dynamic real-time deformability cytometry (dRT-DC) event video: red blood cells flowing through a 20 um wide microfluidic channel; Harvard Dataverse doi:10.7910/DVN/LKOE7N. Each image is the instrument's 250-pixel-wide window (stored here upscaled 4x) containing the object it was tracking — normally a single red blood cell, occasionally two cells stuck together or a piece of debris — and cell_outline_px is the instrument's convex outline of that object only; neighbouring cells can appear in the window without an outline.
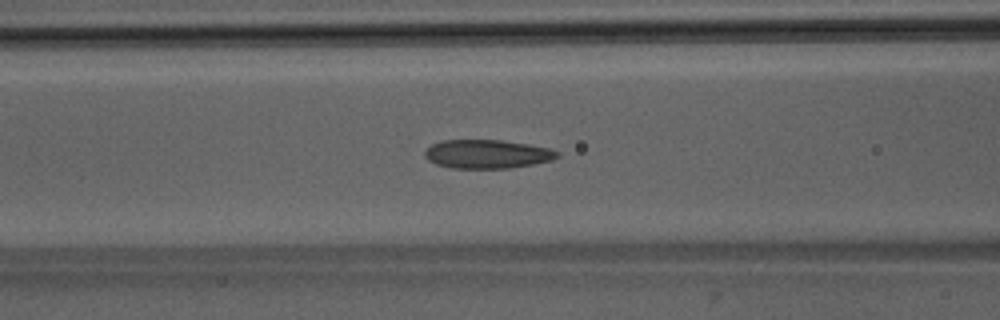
{"species": "Egyptian fruit bat (a non-hibernating species)", "species_latin": "Rousettus aegyptiacus", "temperature_condition": "room temperature", "stored_images_in_passage": 46, "camera_frame_rate_fps": 3000, "um_per_image_px": 0.085, "animal": {"sex": "male"}, "frame": {"image": 1, "passage_image": 20, "time_ms": 6.333, "image_size_px": [1000, 320], "cell_outline_px": [[560, 156], [552, 160], [532, 164], [508, 168], [452, 168], [436, 164], [428, 160], [424, 156], [424, 152], [432, 144], [440, 140], [500, 140], [528, 144], [548, 148], [560, 152]], "centroid_in_image_um": [41.4, 13.09], "position_along_channel_um": 125.2, "area_um2": 22.14}}
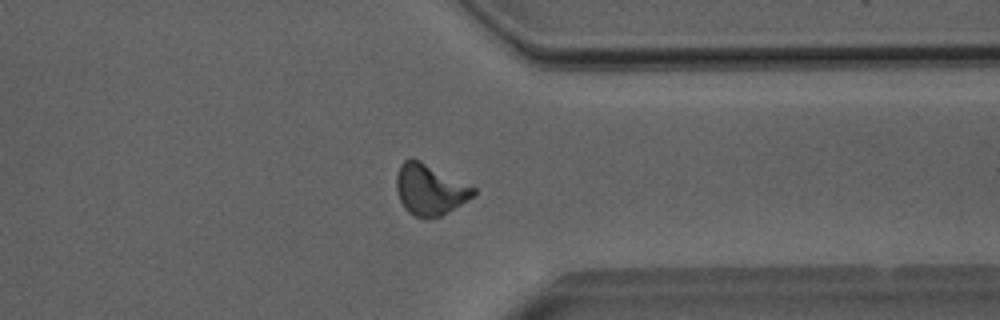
{"frame": {"image": 2, "passage_image": 39, "time_ms": 12.667, "image_size_px": [1000, 320], "cell_outline_px": [[476, 192], [468, 200], [440, 216], [424, 220], [408, 212], [404, 208], [400, 200], [396, 188], [396, 176], [400, 164], [404, 160], [420, 160], [476, 188]], "centroid_in_image_um": [36.52, 16.13], "position_along_channel_um": 374.9, "area_um2": 22.66}}
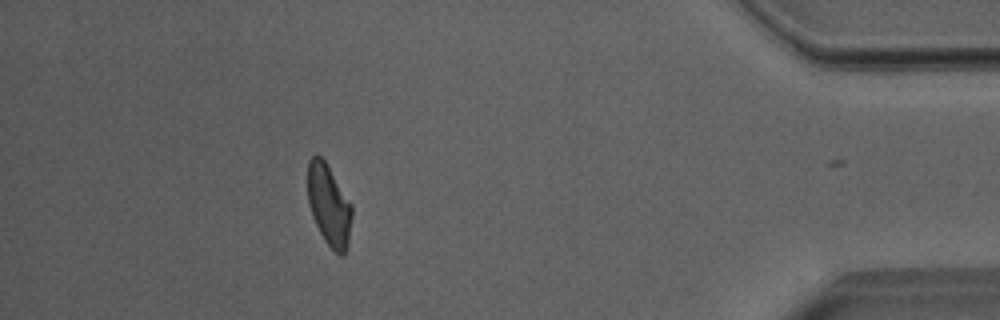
{"frame": {"image": 3, "passage_image": 45, "time_ms": 14.667, "image_size_px": [1000, 320], "cell_outline_px": [[352, 216], [348, 244], [344, 256], [340, 256], [324, 240], [312, 216], [308, 204], [308, 160], [316, 152], [328, 164], [352, 204]], "centroid_in_image_um": [27.96, 17.41], "position_along_channel_um": 407.2, "area_um2": 21.15}, "authors_computed_cell_mechanics": {"area_um2": 22.2241, "velocity_mm_per_s": 3.9902, "shape_relaxation_time_tau1_ms": null, "shape_relaxation_time_tau2_ms": 1.2165, "deformation_change_tau1": null, "deformation_change_tau2": 0.0765}}